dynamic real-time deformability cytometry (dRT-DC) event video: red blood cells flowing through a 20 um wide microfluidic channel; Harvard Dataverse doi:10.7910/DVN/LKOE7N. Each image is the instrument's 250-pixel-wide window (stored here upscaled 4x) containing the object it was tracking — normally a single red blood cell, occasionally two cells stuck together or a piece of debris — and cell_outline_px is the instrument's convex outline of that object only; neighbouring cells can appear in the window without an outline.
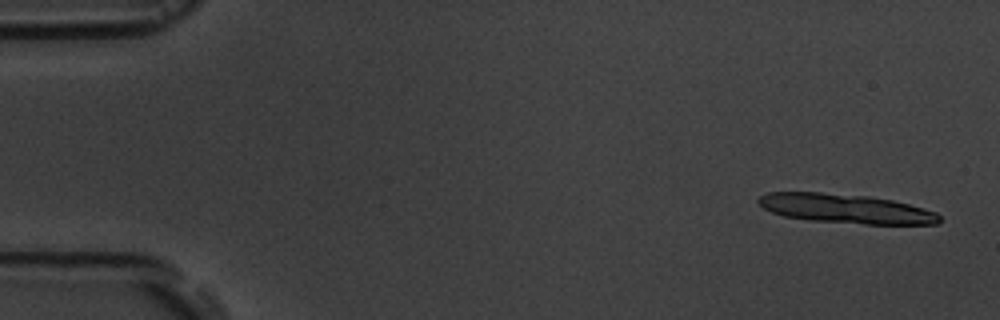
{"species": "common noctule bat (a hibernating species)", "species_latin": "Nyctalus noctula", "temperature_condition": "room temperature", "stored_images_in_passage": 5, "segment_of_instrument_passage": [1, 2], "camera_frame_rate_fps": 3000, "um_per_image_px": 0.085, "animal": {"sex": "male", "body_mass_g": 19.5, "forearm_length_mm": 54.6}, "frame": {"image": 1, "passage_image": 1, "time_ms": 0.0, "image_size_px": [1000, 320], "cell_outline_px": [[940, 220], [936, 224], [864, 224], [808, 220], [784, 216], [772, 212], [764, 208], [756, 200], [760, 196], [768, 192], [820, 192], [868, 196], [892, 200], [924, 208], [936, 212], [940, 216]], "centroid_in_image_um": [71.88, 17.73], "position_along_channel_um": 13.1, "area_um2": 30.81}}